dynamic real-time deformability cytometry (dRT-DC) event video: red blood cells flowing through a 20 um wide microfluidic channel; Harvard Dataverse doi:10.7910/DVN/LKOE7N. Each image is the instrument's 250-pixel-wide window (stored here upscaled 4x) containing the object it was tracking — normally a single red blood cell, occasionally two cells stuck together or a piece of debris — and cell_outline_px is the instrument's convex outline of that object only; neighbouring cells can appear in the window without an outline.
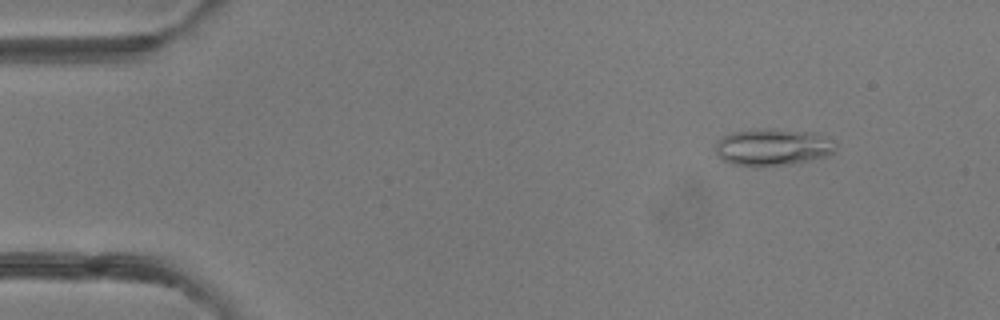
{"species": "common noctule bat (a hibernating species)", "species_latin": "Nyctalus noctula", "temperature_condition": "room temperature", "stored_images_in_passage": 48, "camera_frame_rate_fps": 3000, "um_per_image_px": 0.085, "animal": {"sex": "female"}, "frame": {"image": 1, "passage_image": 5, "time_ms": 1.333, "image_size_px": [1000, 320], "cell_outline_px": [[836, 152], [828, 156], [800, 164], [756, 168], [752, 168], [732, 164], [716, 156], [716, 140], [732, 132], [760, 128], [772, 128], [816, 132], [836, 140]], "centroid_in_image_um": [65.74, 12.53], "position_along_channel_um": 19.3, "area_um2": 27.28}}
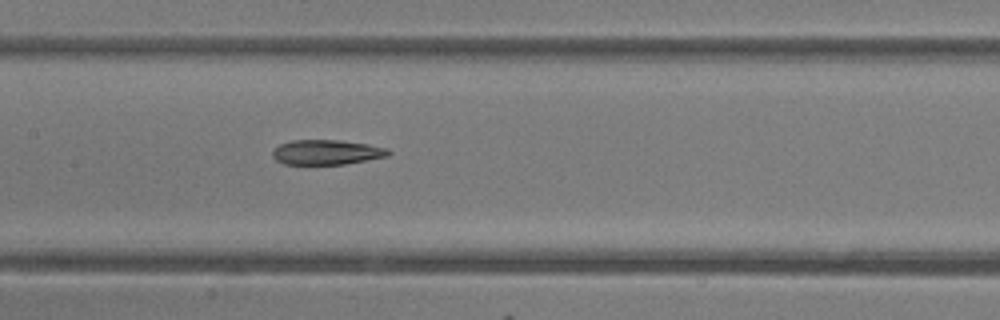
{"frame": {"image": 2, "passage_image": 23, "time_ms": 7.333, "image_size_px": [1000, 320], "cell_outline_px": [[392, 152], [388, 156], [344, 164], [284, 164], [276, 160], [272, 156], [272, 152], [280, 144], [292, 140], [340, 140], [368, 144], [388, 148]], "centroid_in_image_um": [27.78, 12.93], "position_along_channel_um": 179.6, "area_um2": 16.76}}
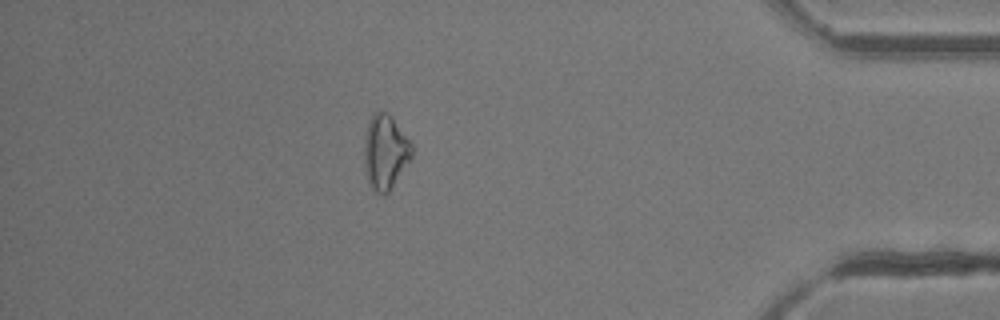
{"frame": {"image": 3, "passage_image": 42, "time_ms": 13.667, "image_size_px": [1000, 320], "cell_outline_px": [[412, 156], [388, 192], [384, 196], [376, 192], [372, 188], [368, 180], [364, 164], [364, 140], [368, 120], [376, 112], [388, 112], [392, 116], [412, 144]], "centroid_in_image_um": [32.73, 12.9], "position_along_channel_um": 402.5, "area_um2": 20.52}, "authors_computed_cell_mechanics": {"area_um2": 19.5653, "velocity_mm_per_s": 4.2158, "shape_relaxation_time_tau1_ms": null, "shape_relaxation_time_tau2_ms": 3.4825, "deformation_change_tau1": null, "deformation_change_tau2": 0.1183}}